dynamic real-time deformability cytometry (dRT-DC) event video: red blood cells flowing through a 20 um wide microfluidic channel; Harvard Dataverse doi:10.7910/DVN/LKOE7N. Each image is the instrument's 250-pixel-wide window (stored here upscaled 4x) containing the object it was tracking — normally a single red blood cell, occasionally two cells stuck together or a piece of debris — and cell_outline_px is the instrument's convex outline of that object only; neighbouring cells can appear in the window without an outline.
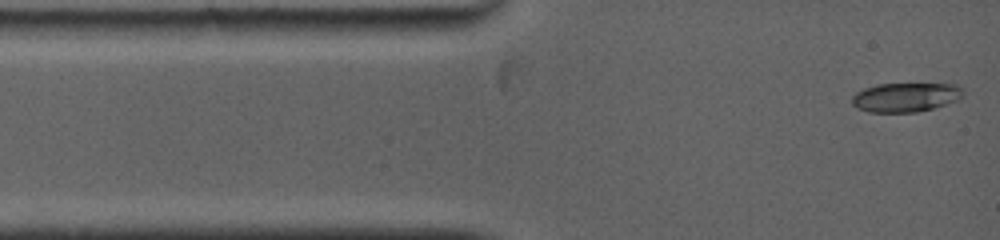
{"species": "common noctule bat (a hibernating species)", "species_latin": "Nyctalus noctula", "temperature_condition": "warm", "stored_images_in_passage": 74, "camera_frame_rate_fps": 5000, "um_per_image_px": 0.085, "animal": {"sex": "female", "body_mass_g": 19.0, "forearm_length_mm": 53.3}, "frame": {"image": 1, "passage_image": 1, "time_ms": 0.0, "image_size_px": [1000, 240], "cell_outline_px": [[964, 96], [960, 100], [932, 108], [916, 112], [868, 112], [856, 108], [852, 104], [852, 96], [856, 92], [864, 88], [876, 84], [956, 84], [964, 88]], "centroid_in_image_um": [77.0, 8.26], "position_along_channel_um": 8.0, "area_um2": 19.13}}
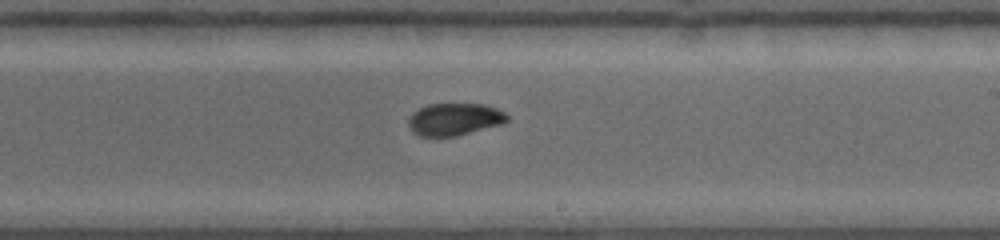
{"frame": {"image": 2, "passage_image": 29, "time_ms": 7.2, "image_size_px": [1000, 240], "cell_outline_px": [[508, 120], [504, 124], [456, 136], [436, 140], [420, 136], [412, 132], [408, 128], [408, 116], [412, 112], [428, 104], [484, 104], [496, 108], [504, 112], [508, 116]], "centroid_in_image_um": [38.57, 10.18], "position_along_channel_um": 250.4, "area_um2": 19.31}}
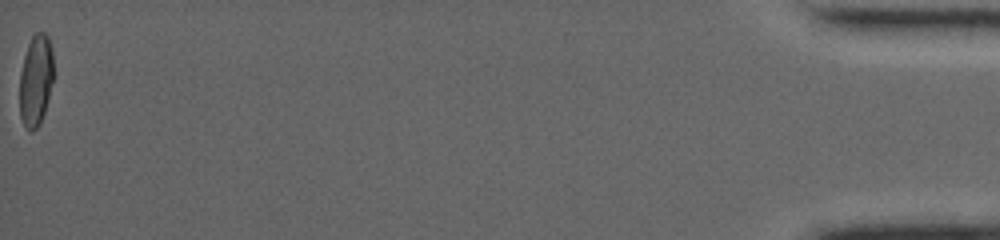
{"frame": {"image": 3, "passage_image": 74, "time_ms": 16.0, "image_size_px": [1000, 240], "cell_outline_px": [[56, 76], [40, 124], [32, 132], [28, 132], [20, 116], [20, 72], [24, 56], [28, 44], [32, 36], [36, 32], [44, 32], [48, 36], [52, 48]], "centroid_in_image_um": [3.08, 6.81], "position_along_channel_um": 432.1, "area_um2": 18.67}, "authors_computed_cell_mechanics": {"area_um2": 18.6983, "velocity_mm_per_s": 3.974, "shape_relaxation_time_tau1_ms": 9.3358, "shape_relaxation_time_tau2_ms": 1.7825, "deformation_change_tau1": 0.2081, "deformation_change_tau2": 0.0472}}